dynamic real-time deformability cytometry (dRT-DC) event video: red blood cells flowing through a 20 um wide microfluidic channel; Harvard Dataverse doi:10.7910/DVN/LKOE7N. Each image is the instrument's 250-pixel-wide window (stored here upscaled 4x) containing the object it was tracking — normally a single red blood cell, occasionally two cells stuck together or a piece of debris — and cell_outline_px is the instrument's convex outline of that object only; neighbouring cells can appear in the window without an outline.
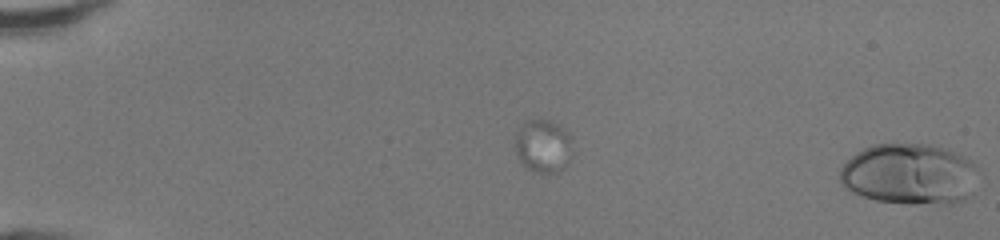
{"species": "human", "species_latin": "Homo sapiens", "temperature_condition": "room temperature", "stored_images_in_passage": 3, "segment_of_instrument_passage": [2, 2], "camera_frame_rate_fps": 3000, "um_per_image_px": 0.085, "donor": {"sex": "female"}, "frame": {"image": 1, "passage_image": 3, "time_ms": 0.667, "image_size_px": [1000, 240], "cell_outline_px": [[976, 164], [968, 196], [964, 200], [912, 204], [876, 200], [852, 192], [840, 184], [840, 168], [856, 152], [872, 144], [928, 144], [944, 148]], "centroid_in_image_um": [77.19, 14.78], "position_along_channel_um": 7.8, "area_um2": 48.03}}